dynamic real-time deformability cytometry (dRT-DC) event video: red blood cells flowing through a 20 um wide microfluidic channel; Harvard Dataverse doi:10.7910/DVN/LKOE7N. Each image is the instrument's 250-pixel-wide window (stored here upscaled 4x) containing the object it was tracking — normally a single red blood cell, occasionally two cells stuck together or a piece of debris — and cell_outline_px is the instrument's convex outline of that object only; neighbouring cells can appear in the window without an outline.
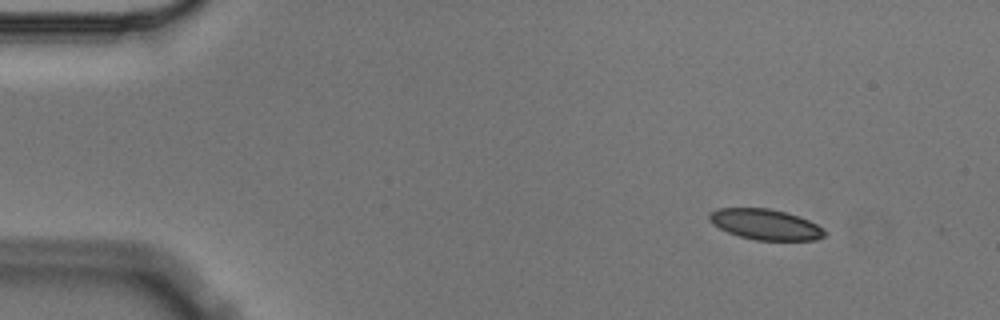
{"species": "Egyptian fruit bat (a non-hibernating species)", "species_latin": "Rousettus aegyptiacus", "temperature_condition": "cold", "stored_images_in_passage": 4, "camera_frame_rate_fps": 3000, "um_per_image_px": 0.085, "animal": {"sex": "male"}, "frame": {"image": 1, "passage_image": 1, "time_ms": 0.0, "image_size_px": [1000, 320], "cell_outline_px": [[824, 236], [816, 240], [756, 240], [740, 236], [728, 232], [712, 224], [708, 220], [708, 212], [716, 208], [768, 208], [784, 212], [808, 220], [816, 224], [824, 232]], "centroid_in_image_um": [64.98, 19.07], "position_along_channel_um": 20.0, "area_um2": 20.35}}
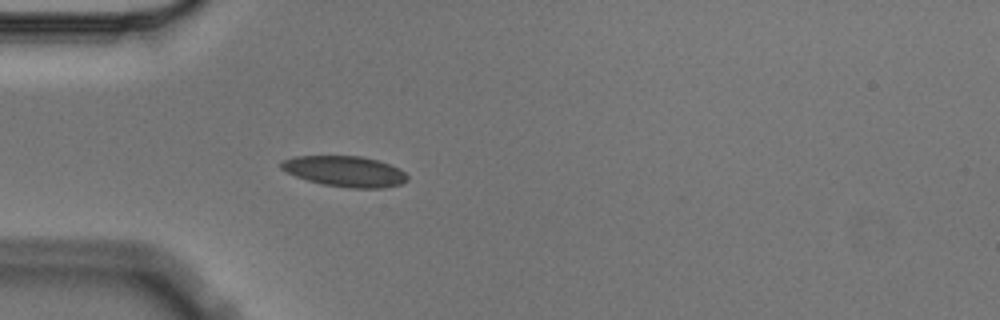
{"frame": {"image": 2, "passage_image": 4, "time_ms": 1.0, "image_size_px": [1000, 320], "cell_outline_px": [[408, 180], [400, 184], [384, 188], [348, 188], [320, 184], [296, 176], [280, 168], [280, 160], [296, 156], [360, 156], [376, 160], [400, 168], [408, 176]], "centroid_in_image_um": [29.31, 14.57], "position_along_channel_um": 55.7, "area_um2": 22.6}}